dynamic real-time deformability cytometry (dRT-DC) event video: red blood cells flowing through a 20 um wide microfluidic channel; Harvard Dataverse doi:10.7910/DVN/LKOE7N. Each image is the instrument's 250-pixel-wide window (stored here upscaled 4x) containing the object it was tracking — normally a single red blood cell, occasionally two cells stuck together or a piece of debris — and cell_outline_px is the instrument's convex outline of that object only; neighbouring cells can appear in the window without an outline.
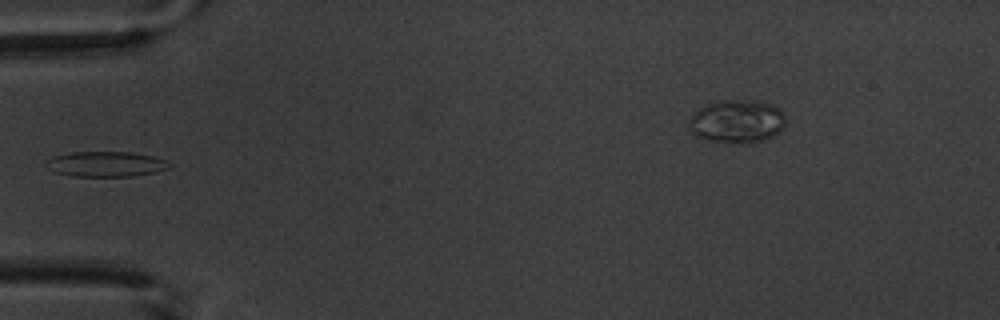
{"species": "common noctule bat (a hibernating species)", "species_latin": "Nyctalus noctula", "temperature_condition": "warm", "stored_images_in_passage": 7, "camera_frame_rate_fps": 3000, "um_per_image_px": 0.085, "animal": {"sex": "male", "body_mass_g": 20.1, "forearm_length_mm": 53.5}, "frame": {"image": 1, "passage_image": 6, "time_ms": 6.0, "image_size_px": [1000, 320], "cell_outline_px": [[172, 168], [156, 172], [132, 176], [72, 176], [56, 172], [48, 168], [44, 164], [48, 160], [56, 156], [72, 152], [128, 152], [152, 156], [168, 160], [172, 164]], "centroid_in_image_um": [9.07, 13.95], "position_along_channel_um": 75.9, "area_um2": 18.09}}
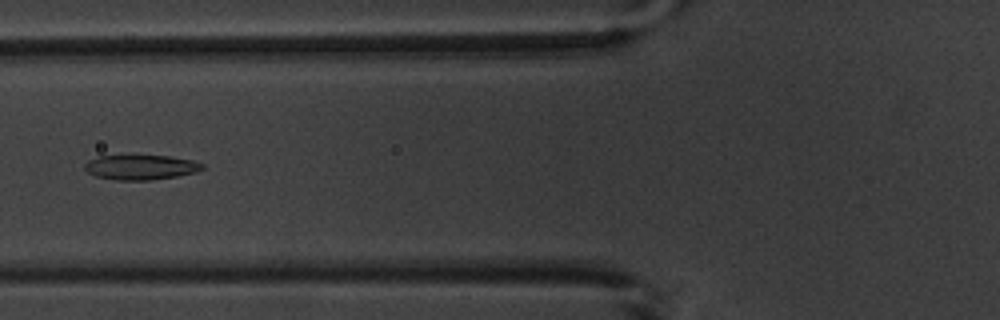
{"frame": {"image": 2, "passage_image": 7, "time_ms": 7.0, "image_size_px": [1000, 320], "cell_outline_px": [[204, 168], [196, 172], [176, 176], [152, 180], [116, 180], [96, 176], [88, 172], [84, 168], [84, 164], [88, 160], [100, 156], [168, 156], [192, 160], [204, 164]], "centroid_in_image_um": [11.97, 14.22], "position_along_channel_um": 113.8, "area_um2": 16.88}}